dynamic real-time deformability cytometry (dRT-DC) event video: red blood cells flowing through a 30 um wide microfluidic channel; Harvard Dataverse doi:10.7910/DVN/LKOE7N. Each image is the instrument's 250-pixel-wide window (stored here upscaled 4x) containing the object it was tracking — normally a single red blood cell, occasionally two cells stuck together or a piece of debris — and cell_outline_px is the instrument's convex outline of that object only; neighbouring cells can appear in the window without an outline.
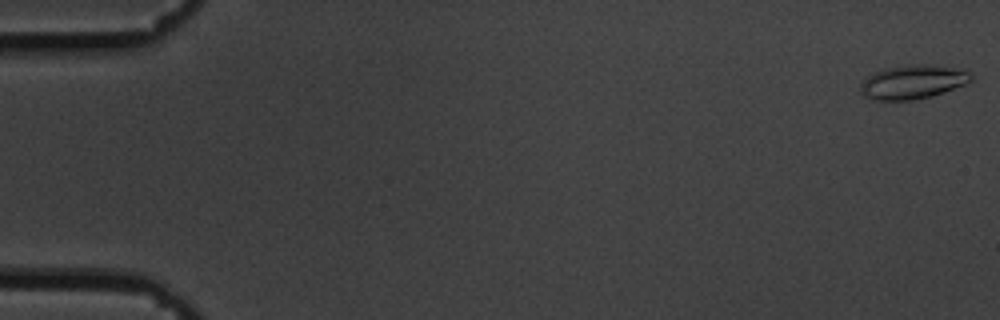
{"species": "common noctule bat (a hibernating species)", "species_latin": "Nyctalus noctula", "temperature_condition": "cold", "stored_images_in_passage": 60, "camera_frame_rate_fps": 3000, "um_per_image_px": 0.085, "animal": {"sex": "male", "body_mass_g": 19.5, "forearm_length_mm": 54.6}, "frame": {"image": 1, "passage_image": 1, "time_ms": 0.0, "image_size_px": [1000, 320], "cell_outline_px": [[972, 80], [968, 84], [932, 96], [912, 100], [872, 100], [864, 96], [860, 92], [860, 84], [864, 76], [872, 72], [884, 68], [916, 64], [924, 64], [968, 68], [972, 72]], "centroid_in_image_um": [77.62, 6.95], "position_along_channel_um": 7.4, "area_um2": 22.6}}
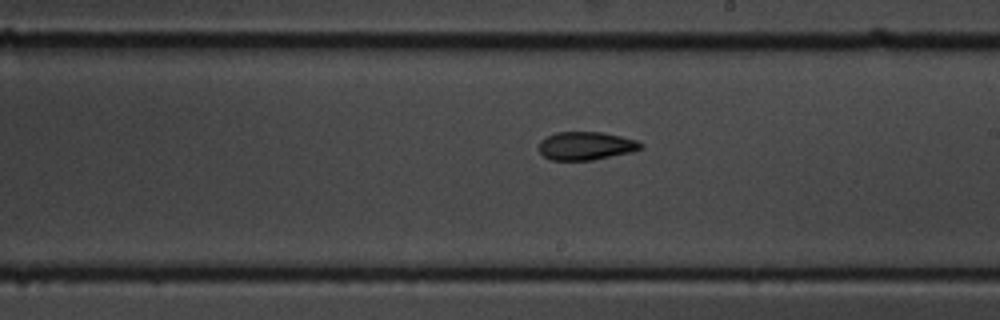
{"frame": {"image": 2, "passage_image": 35, "time_ms": 11.333, "image_size_px": [1000, 320], "cell_outline_px": [[644, 144], [640, 148], [632, 152], [592, 160], [552, 160], [544, 156], [540, 152], [540, 140], [556, 132], [600, 132], [620, 136], [636, 140]], "centroid_in_image_um": [49.8, 12.4], "position_along_channel_um": 239.2, "area_um2": 16.59}}
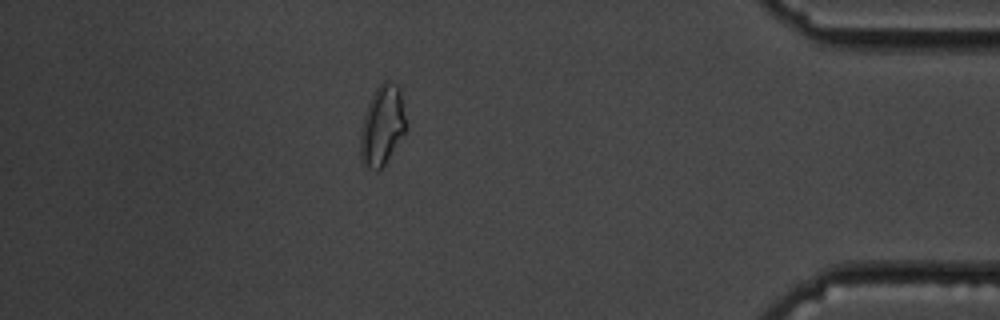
{"frame": {"image": 3, "passage_image": 53, "time_ms": 17.333, "image_size_px": [1000, 320], "cell_outline_px": [[408, 124], [404, 132], [384, 164], [376, 172], [368, 168], [360, 160], [360, 128], [368, 104], [376, 88], [384, 80], [388, 80], [396, 84], [400, 88]], "centroid_in_image_um": [32.49, 10.65], "position_along_channel_um": 402.7, "area_um2": 21.33}, "authors_computed_cell_mechanics": {"area_um2": 17.8024, "velocity_mm_per_s": 3.3638, "shape_relaxation_time_tau1_ms": 7.4378, "shape_relaxation_time_tau2_ms": 2.9155, "deformation_change_tau1": 0.1629, "deformation_change_tau2": 0.0932}}